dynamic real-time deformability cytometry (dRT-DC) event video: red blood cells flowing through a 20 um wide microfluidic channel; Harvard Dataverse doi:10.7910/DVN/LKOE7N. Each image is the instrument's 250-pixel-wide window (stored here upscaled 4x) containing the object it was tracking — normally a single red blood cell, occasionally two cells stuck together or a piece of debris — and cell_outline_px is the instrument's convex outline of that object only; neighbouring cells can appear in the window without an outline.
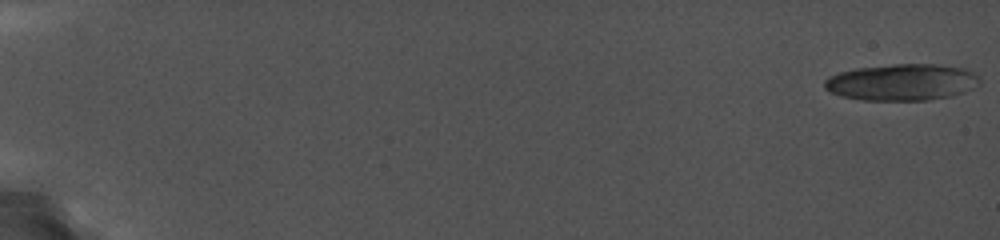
{"species": "common noctule bat (a hibernating species)", "species_latin": "Nyctalus noctula", "temperature_condition": "cold", "stored_images_in_passage": 14, "camera_frame_rate_fps": 5000, "um_per_image_px": 0.085, "animal": {"sex": "female", "body_mass_g": 19.0, "forearm_length_mm": 56.7}, "frame": {"image": 1, "passage_image": 1, "time_ms": 0.0, "image_size_px": [1000, 240], "cell_outline_px": [[980, 84], [964, 92], [952, 96], [924, 100], [864, 100], [844, 96], [828, 92], [824, 88], [824, 80], [828, 76], [840, 72], [856, 68], [892, 64], [936, 64], [968, 68], [980, 76]], "centroid_in_image_um": [76.69, 6.98], "position_along_channel_um": 8.3, "area_um2": 33.35}}